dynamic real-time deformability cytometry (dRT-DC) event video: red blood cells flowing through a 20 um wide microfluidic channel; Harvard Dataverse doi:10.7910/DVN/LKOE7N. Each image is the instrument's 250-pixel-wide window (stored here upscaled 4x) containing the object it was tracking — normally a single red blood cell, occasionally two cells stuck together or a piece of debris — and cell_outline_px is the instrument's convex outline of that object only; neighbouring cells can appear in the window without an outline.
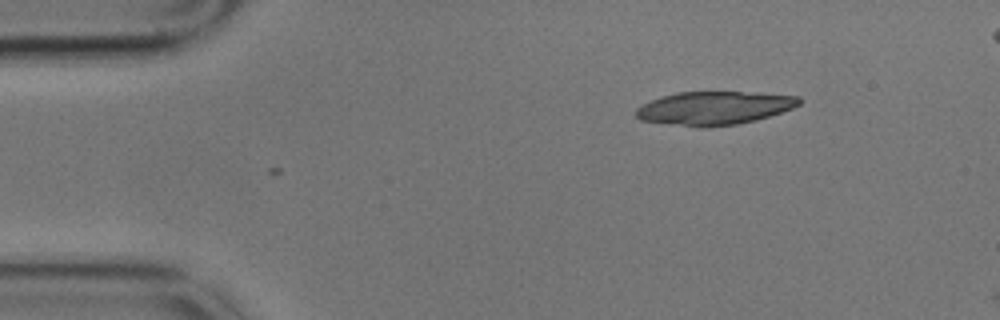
{"species": "common noctule bat (a hibernating species)", "species_latin": "Nyctalus noctula", "temperature_condition": "cold", "stored_images_in_passage": 3, "camera_frame_rate_fps": 3000, "um_per_image_px": 0.085, "animal": {"sex": "male", "body_mass_g": 17.9}, "frame": {"image": 1, "passage_image": 2, "time_ms": 0.333, "image_size_px": [1000, 320], "cell_outline_px": [[804, 100], [800, 104], [792, 108], [756, 120], [736, 124], [708, 128], [696, 128], [640, 120], [636, 116], [636, 108], [652, 100], [676, 92], [740, 92], [800, 96]], "centroid_in_image_um": [60.7, 9.2], "position_along_channel_um": 24.3, "area_um2": 31.73}}